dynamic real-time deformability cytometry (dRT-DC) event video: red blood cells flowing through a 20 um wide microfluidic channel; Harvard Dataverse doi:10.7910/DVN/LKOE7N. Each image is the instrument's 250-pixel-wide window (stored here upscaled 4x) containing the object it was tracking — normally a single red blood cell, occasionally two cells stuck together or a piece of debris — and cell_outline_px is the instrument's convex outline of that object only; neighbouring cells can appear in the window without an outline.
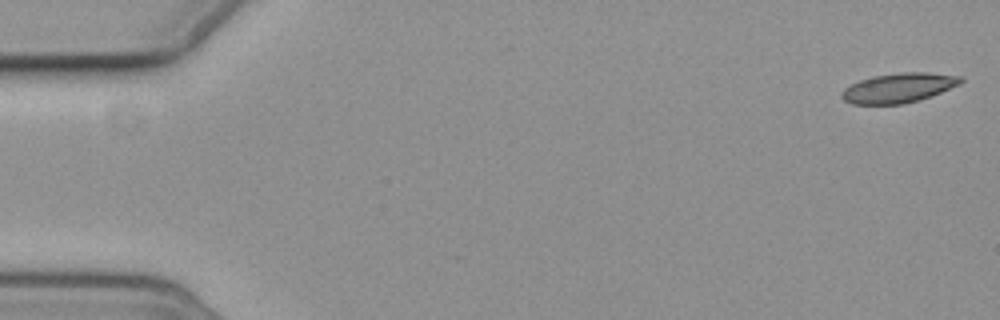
{"species": "common noctule bat (a hibernating species)", "species_latin": "Nyctalus noctula", "temperature_condition": "cold", "stored_images_in_passage": 9, "camera_frame_rate_fps": 3000, "um_per_image_px": 0.085, "animal": {"sex": "female", "body_mass_g": 19.3, "forearm_length_mm": 54.1}, "frame": {"image": 1, "passage_image": 1, "time_ms": 0.0, "image_size_px": [1000, 320], "cell_outline_px": [[964, 80], [960, 84], [932, 96], [904, 104], [852, 104], [844, 100], [840, 96], [840, 92], [844, 88], [860, 80], [872, 76], [900, 72], [928, 72], [964, 76]], "centroid_in_image_um": [76.4, 7.46], "position_along_channel_um": 8.6, "area_um2": 20.75}}
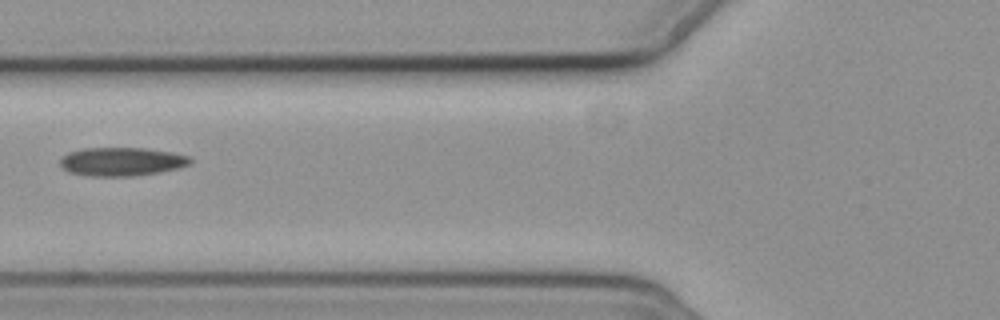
{"frame": {"image": 2, "passage_image": 6, "time_ms": 7.0, "image_size_px": [1000, 320], "cell_outline_px": [[192, 164], [160, 172], [132, 176], [88, 176], [68, 172], [60, 164], [60, 160], [68, 152], [84, 148], [148, 148], [172, 152], [192, 156]], "centroid_in_image_um": [10.38, 13.73], "position_along_channel_um": 115.4, "area_um2": 21.79}}
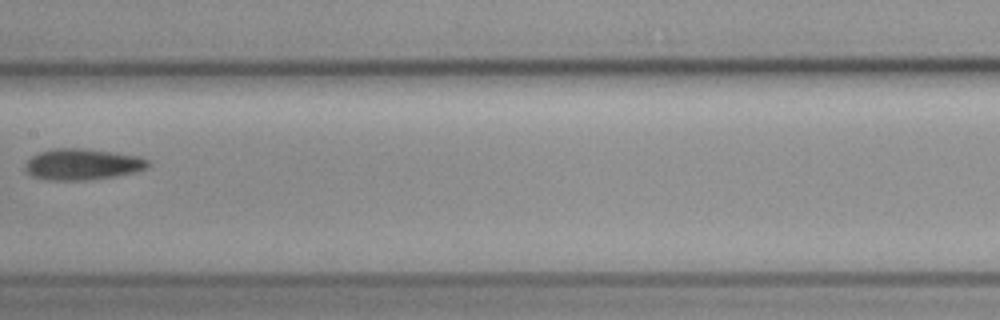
{"frame": {"image": 3, "passage_image": 8, "time_ms": 9.333, "image_size_px": [1000, 320], "cell_outline_px": [[152, 164], [148, 168], [136, 172], [116, 176], [84, 180], [52, 180], [32, 176], [24, 168], [24, 164], [32, 156], [40, 152], [52, 148], [84, 148], [140, 156], [148, 160]], "centroid_in_image_um": [7.04, 13.96], "position_along_channel_um": 200.4, "area_um2": 22.43}}